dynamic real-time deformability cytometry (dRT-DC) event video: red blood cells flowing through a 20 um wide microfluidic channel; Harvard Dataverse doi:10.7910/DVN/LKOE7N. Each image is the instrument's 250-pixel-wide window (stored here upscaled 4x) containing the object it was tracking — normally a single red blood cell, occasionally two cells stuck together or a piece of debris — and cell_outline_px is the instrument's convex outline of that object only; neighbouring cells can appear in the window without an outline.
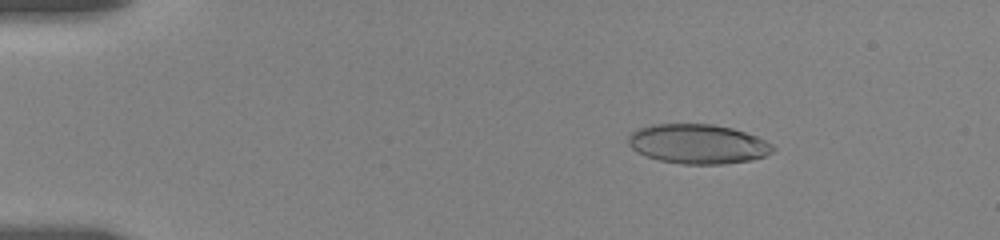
{"species": "human", "species_latin": "Homo sapiens", "temperature_condition": "room temperature", "stored_images_in_passage": 56, "camera_frame_rate_fps": 3000, "um_per_image_px": 0.085, "donor": {"sex": "female"}, "frame": {"image": 1, "passage_image": 9, "time_ms": 2.667, "image_size_px": [1000, 240], "cell_outline_px": [[776, 148], [772, 152], [764, 156], [752, 160], [724, 164], [684, 164], [660, 160], [636, 152], [628, 144], [628, 136], [632, 132], [640, 128], [652, 124], [712, 124], [732, 128], [756, 136], [772, 144]], "centroid_in_image_um": [59.33, 12.24], "position_along_channel_um": 25.7, "area_um2": 33.23}}
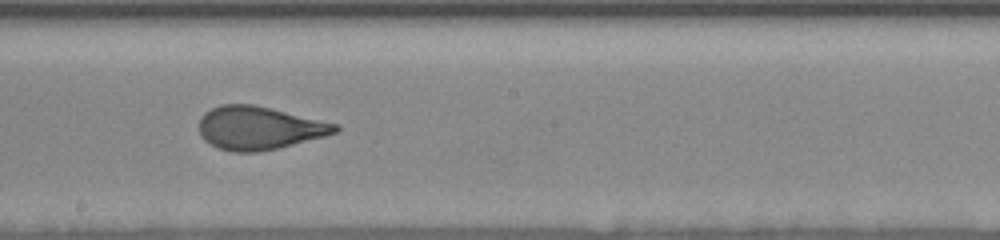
{"frame": {"image": 2, "passage_image": 32, "time_ms": 10.333, "image_size_px": [1000, 240], "cell_outline_px": [[340, 128], [336, 132], [324, 136], [276, 148], [256, 152], [232, 152], [216, 148], [204, 140], [200, 136], [200, 116], [204, 112], [220, 104], [252, 104], [340, 124]], "centroid_in_image_um": [21.99, 10.87], "position_along_channel_um": 226.2, "area_um2": 34.16}}
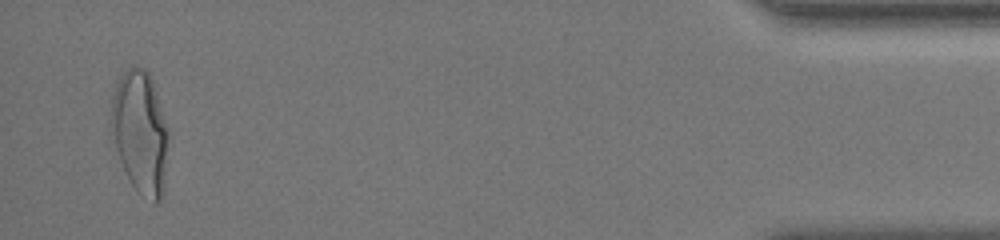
{"frame": {"image": 3, "passage_image": 54, "time_ms": 17.667, "image_size_px": [1000, 240], "cell_outline_px": [[172, 136], [160, 200], [156, 204], [152, 204], [140, 196], [132, 184], [108, 136], [112, 96], [116, 84], [120, 76], [128, 68], [144, 68], [148, 72], [152, 80]], "centroid_in_image_um": [11.92, 11.27], "position_along_channel_um": 423.3, "area_um2": 42.25}, "authors_computed_cell_mechanics": {"area_um2": 34.5355, "velocity_mm_per_s": 3.6603, "shape_relaxation_time_tau1_ms": 5.01, "shape_relaxation_time_tau2_ms": 0.8101, "deformation_change_tau1": 0.1891, "deformation_change_tau2": 0.0821}}